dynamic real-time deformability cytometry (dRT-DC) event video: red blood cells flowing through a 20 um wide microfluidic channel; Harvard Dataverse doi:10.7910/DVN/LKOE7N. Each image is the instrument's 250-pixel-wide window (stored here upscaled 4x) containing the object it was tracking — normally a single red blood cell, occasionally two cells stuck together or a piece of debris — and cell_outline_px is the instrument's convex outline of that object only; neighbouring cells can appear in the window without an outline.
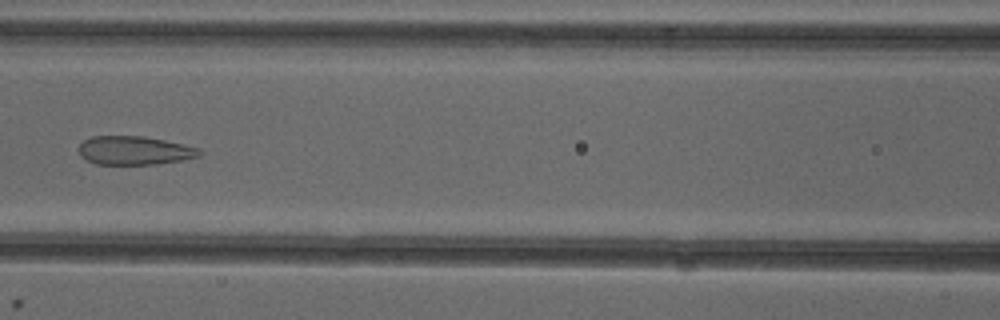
{"species": "common noctule bat (a hibernating species)", "species_latin": "Nyctalus noctula", "temperature_condition": "cold", "stored_images_in_passage": 7, "camera_frame_rate_fps": 3000, "um_per_image_px": 0.085, "animal": {"sex": "female"}, "frame": {"image": 1, "passage_image": 7, "time_ms": 7.0, "image_size_px": [1000, 320], "cell_outline_px": [[200, 156], [184, 160], [156, 164], [96, 164], [80, 156], [80, 144], [84, 140], [92, 136], [144, 136], [184, 144], [200, 148]], "centroid_in_image_um": [11.45, 12.79], "position_along_channel_um": 155.1, "area_um2": 20.11}}